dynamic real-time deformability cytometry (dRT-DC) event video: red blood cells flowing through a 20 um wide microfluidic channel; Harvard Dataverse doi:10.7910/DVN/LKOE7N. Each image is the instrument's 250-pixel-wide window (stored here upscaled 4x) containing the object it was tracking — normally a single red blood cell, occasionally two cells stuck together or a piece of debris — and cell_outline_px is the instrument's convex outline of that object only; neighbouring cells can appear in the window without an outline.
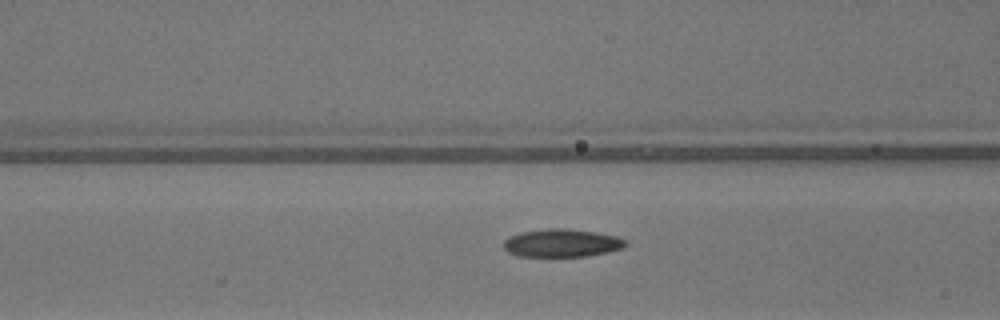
{"species": "common noctule bat (a hibernating species)", "species_latin": "Nyctalus noctula", "temperature_condition": "warm", "stored_images_in_passage": 15, "camera_frame_rate_fps": 3000, "um_per_image_px": 0.085, "animal": {"sex": "male", "body_mass_g": 13.3}, "frame": {"image": 1, "passage_image": 13, "time_ms": 4.0, "image_size_px": [1000, 320], "cell_outline_px": [[628, 244], [624, 248], [608, 252], [584, 256], [520, 256], [508, 252], [504, 248], [504, 240], [508, 236], [520, 232], [548, 228], [568, 228], [596, 232], [616, 236], [624, 240]], "centroid_in_image_um": [47.75, 20.64], "position_along_channel_um": 118.9, "area_um2": 19.94}}